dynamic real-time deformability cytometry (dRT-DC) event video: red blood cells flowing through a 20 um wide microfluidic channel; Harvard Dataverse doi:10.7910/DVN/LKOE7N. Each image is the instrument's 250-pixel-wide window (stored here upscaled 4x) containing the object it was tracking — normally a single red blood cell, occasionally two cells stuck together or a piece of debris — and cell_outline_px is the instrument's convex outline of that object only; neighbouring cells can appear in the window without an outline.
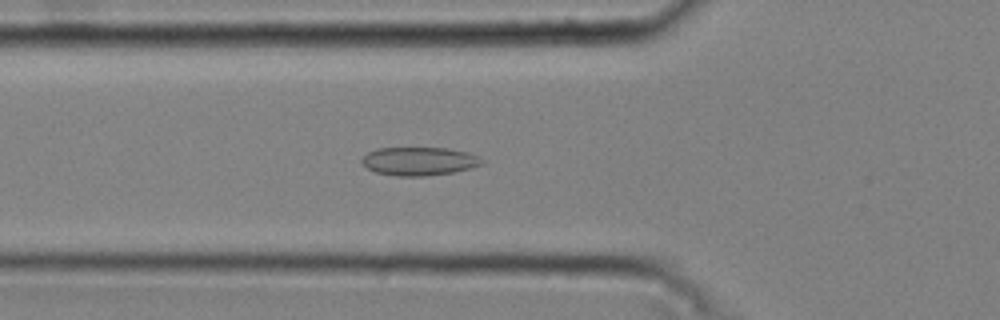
{"species": "common noctule bat (a hibernating species)", "species_latin": "Nyctalus noctula", "temperature_condition": "cold", "stored_images_in_passage": 46, "camera_frame_rate_fps": 3000, "um_per_image_px": 0.085, "animal": {"sex": "male", "body_mass_g": 20.4}, "frame": {"image": 1, "passage_image": 18, "time_ms": 5.667, "image_size_px": [1000, 320], "cell_outline_px": [[484, 164], [452, 172], [424, 176], [396, 176], [376, 172], [368, 168], [360, 160], [368, 152], [376, 148], [448, 148], [468, 152], [480, 156], [484, 160]], "centroid_in_image_um": [35.65, 13.69], "position_along_channel_um": 90.2, "area_um2": 19.83}}
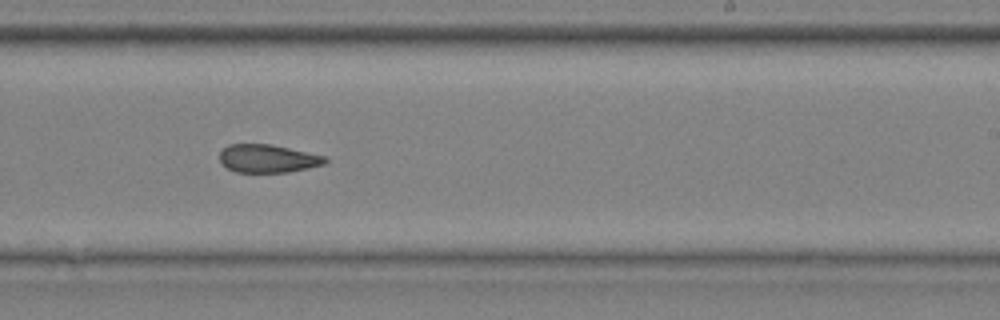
{"frame": {"image": 2, "passage_image": 32, "time_ms": 10.333, "image_size_px": [1000, 320], "cell_outline_px": [[328, 160], [324, 164], [308, 168], [288, 172], [236, 172], [228, 168], [220, 160], [220, 152], [228, 144], [272, 144], [328, 156]], "centroid_in_image_um": [22.81, 13.47], "position_along_channel_um": 266.2, "area_um2": 17.34}}
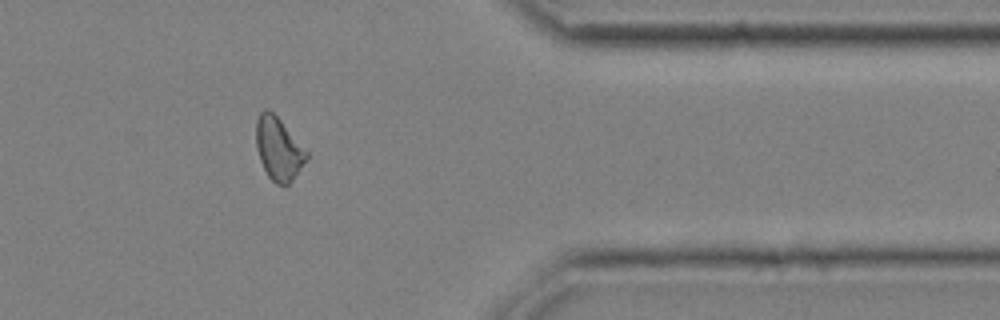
{"frame": {"image": 3, "passage_image": 43, "time_ms": 14.0, "image_size_px": [1000, 320], "cell_outline_px": [[308, 156], [292, 180], [284, 188], [276, 184], [268, 176], [260, 160], [256, 148], [256, 120], [260, 112], [264, 108], [268, 108], [280, 120], [308, 152]], "centroid_in_image_um": [23.65, 12.65], "position_along_channel_um": 387.8, "area_um2": 18.32}, "authors_computed_cell_mechanics": {"area_um2": 18.8428, "velocity_mm_per_s": 3.7756, "shape_relaxation_time_tau1_ms": null, "shape_relaxation_time_tau2_ms": 3.29, "deformation_change_tau1": null, "deformation_change_tau2": 0.0946}}